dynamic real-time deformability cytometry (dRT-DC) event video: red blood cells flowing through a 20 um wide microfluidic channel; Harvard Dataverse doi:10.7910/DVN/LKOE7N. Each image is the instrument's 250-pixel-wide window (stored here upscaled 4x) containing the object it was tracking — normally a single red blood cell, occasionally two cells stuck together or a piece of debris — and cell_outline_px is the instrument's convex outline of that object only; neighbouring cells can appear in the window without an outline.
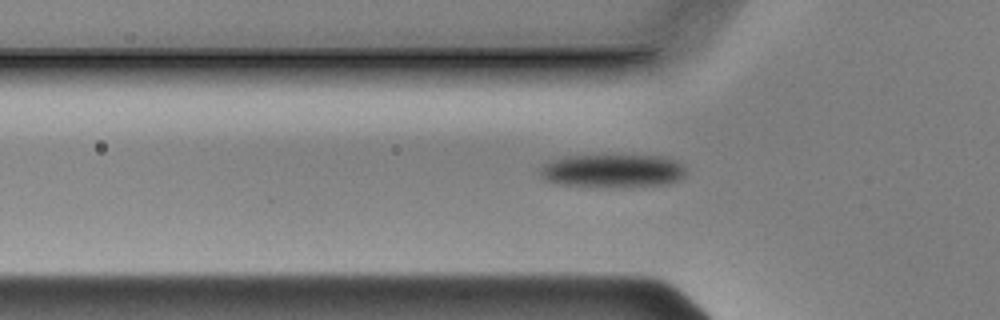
{"species": "Egyptian fruit bat (a non-hibernating species)", "species_latin": "Rousettus aegyptiacus", "temperature_condition": "cold", "stored_images_in_passage": 53, "camera_frame_rate_fps": 3000, "um_per_image_px": 0.085, "animal": {"sex": "male"}, "frame": {"image": 1, "passage_image": 17, "time_ms": 5.333, "image_size_px": [1000, 320], "cell_outline_px": [[684, 176], [676, 180], [664, 184], [560, 184], [544, 180], [540, 176], [540, 168], [544, 164], [552, 160], [564, 156], [664, 156], [676, 160], [684, 164]], "centroid_in_image_um": [52.05, 14.46], "position_along_channel_um": 73.7, "area_um2": 26.88}}
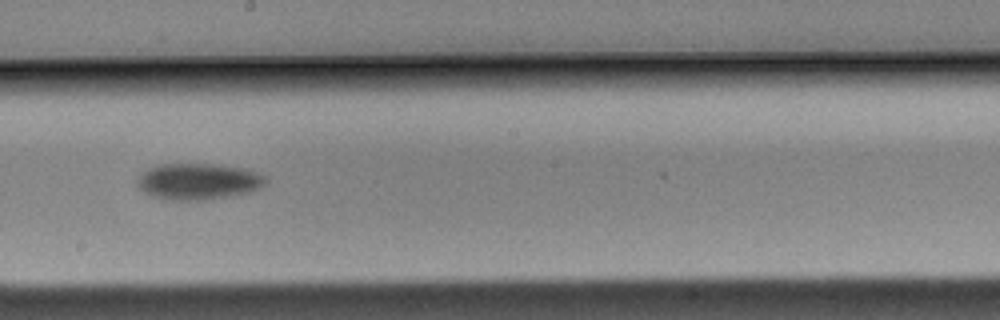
{"frame": {"image": 2, "passage_image": 30, "time_ms": 9.667, "image_size_px": [1000, 320], "cell_outline_px": [[264, 184], [248, 192], [208, 200], [164, 200], [152, 196], [144, 192], [136, 184], [136, 180], [144, 168], [156, 164], [220, 164], [244, 168], [264, 176]], "centroid_in_image_um": [16.74, 15.41], "position_along_channel_um": 231.5, "area_um2": 27.28}}
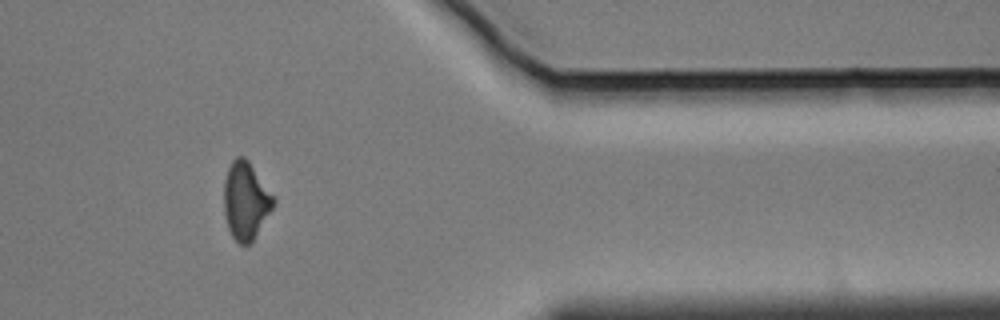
{"frame": {"image": 3, "passage_image": 45, "time_ms": 14.667, "image_size_px": [1000, 320], "cell_outline_px": [[276, 200], [272, 208], [252, 244], [240, 244], [232, 236], [228, 228], [224, 216], [224, 180], [228, 168], [232, 160], [236, 156], [244, 156], [248, 160], [276, 196]], "centroid_in_image_um": [20.9, 17.05], "position_along_channel_um": 390.5, "area_um2": 22.77}, "authors_computed_cell_mechanics": {"area_um2": 25.5476, "velocity_mm_per_s": 3.6179, "shape_relaxation_time_tau1_ms": 1.1137, "shape_relaxation_time_tau2_ms": null, "deformation_change_tau1": 0.0862, "deformation_change_tau2": null}}